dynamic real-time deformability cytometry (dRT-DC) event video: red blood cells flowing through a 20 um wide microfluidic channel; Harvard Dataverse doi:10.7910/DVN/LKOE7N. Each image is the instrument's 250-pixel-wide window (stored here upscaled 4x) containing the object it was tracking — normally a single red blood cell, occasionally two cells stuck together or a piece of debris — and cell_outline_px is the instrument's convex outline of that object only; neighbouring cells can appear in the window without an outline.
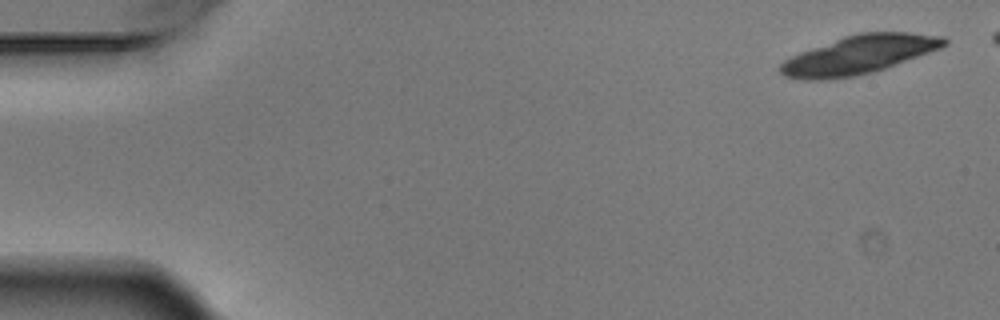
{"species": "Egyptian fruit bat (a non-hibernating species)", "species_latin": "Rousettus aegyptiacus", "temperature_condition": "warm", "stored_images_in_passage": 6, "camera_frame_rate_fps": 3000, "um_per_image_px": 0.085, "animal": {"sex": "male"}, "frame": {"image": 1, "passage_image": 1, "time_ms": 0.0, "image_size_px": [1000, 320], "cell_outline_px": [[948, 44], [940, 48], [884, 68], [872, 72], [852, 76], [828, 80], [804, 80], [784, 76], [780, 72], [780, 64], [784, 60], [800, 52], [844, 36], [860, 32], [908, 32], [944, 36], [948, 40]], "centroid_in_image_um": [73.0, 4.65], "position_along_channel_um": 12.0, "area_um2": 36.47}}